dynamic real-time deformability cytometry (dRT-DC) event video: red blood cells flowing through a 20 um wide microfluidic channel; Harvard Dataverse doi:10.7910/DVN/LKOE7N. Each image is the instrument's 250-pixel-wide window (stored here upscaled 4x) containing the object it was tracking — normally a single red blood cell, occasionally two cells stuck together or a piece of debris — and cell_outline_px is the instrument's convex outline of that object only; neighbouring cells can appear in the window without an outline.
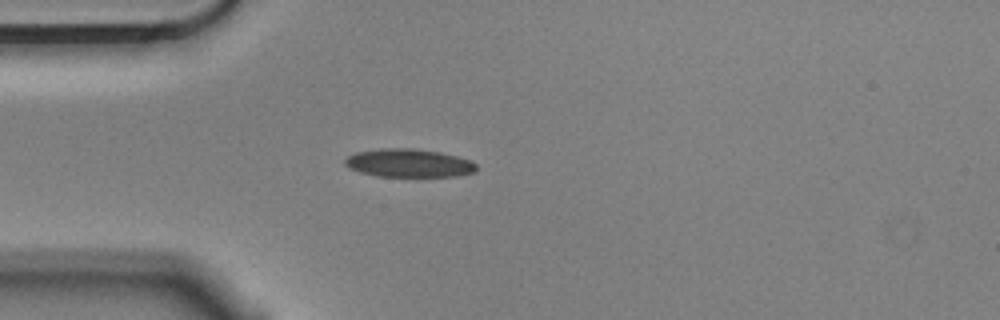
{"species": "Egyptian fruit bat (a non-hibernating species)", "species_latin": "Rousettus aegyptiacus", "temperature_condition": "cold", "stored_images_in_passage": 4, "camera_frame_rate_fps": 3000, "um_per_image_px": 0.085, "animal": {"sex": "male"}, "frame": {"image": 1, "passage_image": 3, "time_ms": 0.667, "image_size_px": [1000, 320], "cell_outline_px": [[476, 172], [456, 176], [416, 180], [376, 176], [360, 172], [348, 168], [344, 164], [344, 160], [348, 156], [356, 152], [380, 148], [412, 148], [440, 152], [472, 160], [476, 164]], "centroid_in_image_um": [34.77, 13.92], "position_along_channel_um": 50.2, "area_um2": 22.89}}